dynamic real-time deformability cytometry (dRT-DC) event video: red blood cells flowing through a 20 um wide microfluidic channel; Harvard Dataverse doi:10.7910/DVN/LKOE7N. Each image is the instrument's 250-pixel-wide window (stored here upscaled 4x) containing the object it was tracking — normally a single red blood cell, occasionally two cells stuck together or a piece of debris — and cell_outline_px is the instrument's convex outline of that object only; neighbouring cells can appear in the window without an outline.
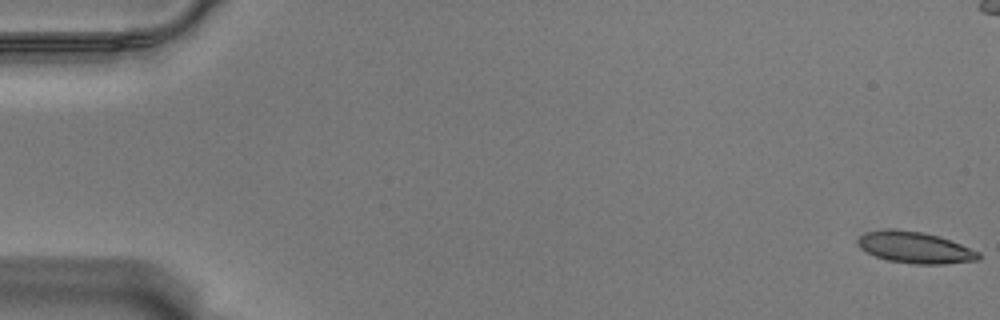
{"species": "Egyptian fruit bat (a non-hibernating species)", "species_latin": "Rousettus aegyptiacus", "temperature_condition": "warm", "stored_images_in_passage": 59, "camera_frame_rate_fps": 3000, "um_per_image_px": 0.085, "animal": {"sex": "male"}, "frame": {"image": 1, "passage_image": 1, "time_ms": 0.0, "image_size_px": [1000, 320], "cell_outline_px": [[980, 260], [944, 264], [916, 264], [888, 260], [876, 256], [860, 248], [856, 240], [864, 232], [888, 228], [892, 228], [924, 232], [960, 244], [980, 252]], "centroid_in_image_um": [77.75, 21.03], "position_along_channel_um": 7.2, "area_um2": 22.08}}
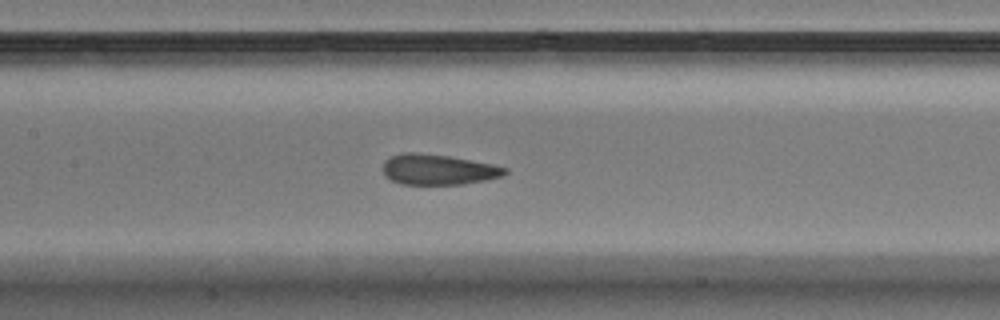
{"frame": {"image": 2, "passage_image": 28, "time_ms": 9.0, "image_size_px": [1000, 320], "cell_outline_px": [[508, 172], [504, 176], [464, 184], [400, 184], [384, 176], [380, 168], [384, 160], [388, 156], [400, 152], [416, 152], [448, 156], [492, 164], [508, 168]], "centroid_in_image_um": [37.17, 14.4], "position_along_channel_um": 170.2, "area_um2": 22.02}}
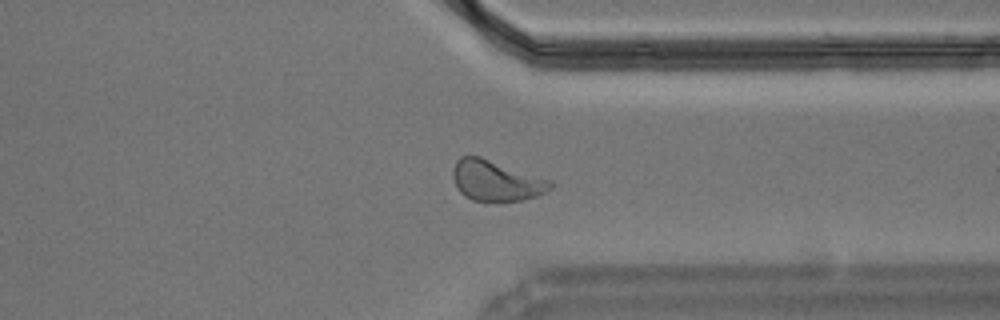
{"frame": {"image": 3, "passage_image": 45, "time_ms": 14.667, "image_size_px": [1000, 320], "cell_outline_px": [[556, 184], [552, 188], [536, 196], [520, 200], [472, 200], [464, 196], [456, 188], [452, 176], [452, 168], [456, 160], [460, 156], [480, 156], [552, 180]], "centroid_in_image_um": [42.15, 15.33], "position_along_channel_um": 369.2, "area_um2": 23.12}, "authors_computed_cell_mechanics": {"area_um2": 22.3686, "velocity_mm_per_s": 3.5272, "shape_relaxation_time_tau1_ms": 7.1069, "shape_relaxation_time_tau2_ms": 1.2318, "deformation_change_tau1": 0.1685, "deformation_change_tau2": 0.0759}}